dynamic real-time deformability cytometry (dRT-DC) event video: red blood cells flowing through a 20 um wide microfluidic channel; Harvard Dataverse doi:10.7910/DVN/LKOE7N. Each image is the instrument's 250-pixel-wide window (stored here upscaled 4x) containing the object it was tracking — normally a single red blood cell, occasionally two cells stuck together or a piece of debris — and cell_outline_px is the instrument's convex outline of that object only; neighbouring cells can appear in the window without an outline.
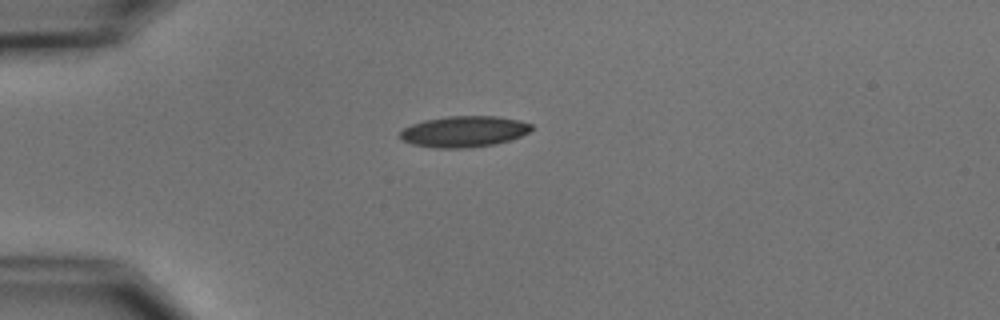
{"species": "common noctule bat (a hibernating species)", "species_latin": "Nyctalus noctula", "temperature_condition": "cold", "stored_images_in_passage": 4, "camera_frame_rate_fps": 3000, "um_per_image_px": 0.085, "animal": {"sex": "male", "body_mass_g": 15.6}, "frame": {"image": 1, "passage_image": 1, "time_ms": 0.0, "image_size_px": [1000, 320], "cell_outline_px": [[532, 128], [528, 132], [520, 136], [508, 140], [492, 144], [464, 148], [436, 148], [412, 144], [400, 140], [400, 132], [404, 128], [412, 124], [424, 120], [448, 116], [496, 116], [520, 120], [532, 124]], "centroid_in_image_um": [39.41, 11.17], "position_along_channel_um": 45.6, "area_um2": 23.64}}